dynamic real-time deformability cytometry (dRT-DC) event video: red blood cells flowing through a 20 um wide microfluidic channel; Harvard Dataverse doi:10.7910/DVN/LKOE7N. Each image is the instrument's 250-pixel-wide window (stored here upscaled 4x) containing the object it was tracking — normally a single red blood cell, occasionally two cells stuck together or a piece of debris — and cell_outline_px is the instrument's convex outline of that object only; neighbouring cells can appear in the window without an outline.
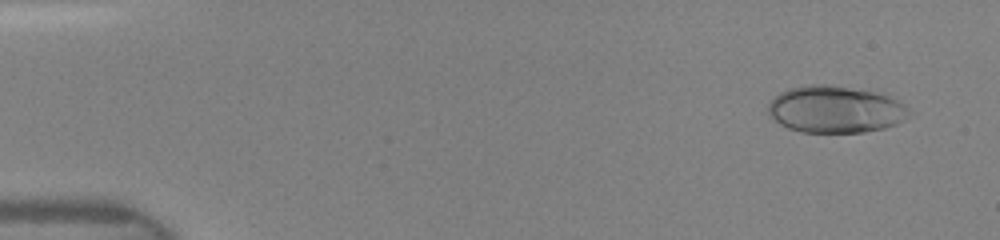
{"species": "human", "species_latin": "Homo sapiens", "temperature_condition": "room temperature", "stored_images_in_passage": 16, "camera_frame_rate_fps": 3000, "um_per_image_px": 0.085, "donor": {"sex": "female"}, "frame": {"image": 1, "passage_image": 3, "time_ms": 0.667, "image_size_px": [1000, 240], "cell_outline_px": [[912, 112], [904, 120], [896, 124], [884, 128], [864, 132], [800, 132], [788, 128], [780, 124], [768, 112], [768, 104], [780, 92], [788, 88], [812, 84], [824, 84], [876, 92], [900, 100]], "centroid_in_image_um": [71.03, 9.3], "position_along_channel_um": 14.0, "area_um2": 38.49}}
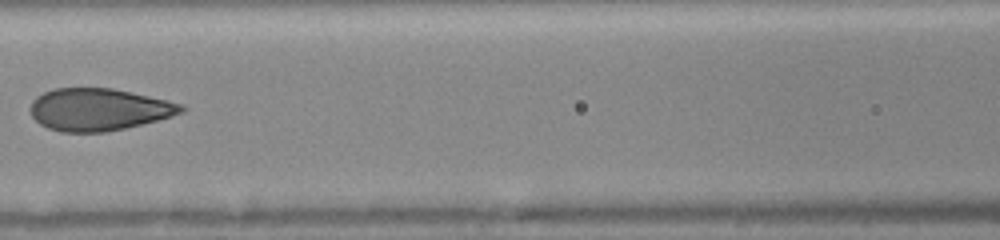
{"frame": {"image": 2, "passage_image": 13, "time_ms": 7.0, "image_size_px": [1000, 240], "cell_outline_px": [[188, 108], [184, 112], [172, 116], [124, 128], [104, 132], [60, 132], [48, 128], [40, 124], [32, 116], [32, 100], [36, 96], [44, 92], [56, 88], [112, 88], [168, 100], [184, 104]], "centroid_in_image_um": [8.42, 9.3], "position_along_channel_um": 158.2, "area_um2": 37.05}}
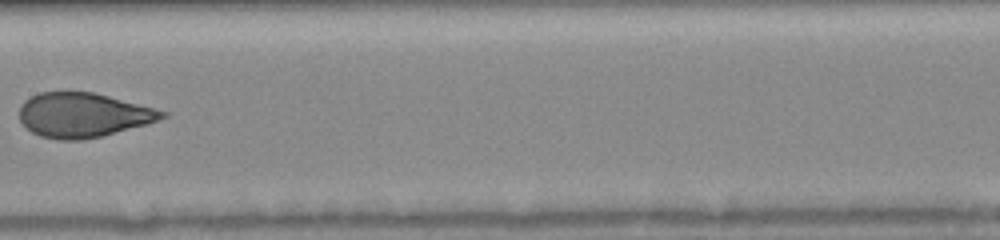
{"frame": {"image": 3, "passage_image": 15, "time_ms": 8.0, "image_size_px": [1000, 240], "cell_outline_px": [[168, 116], [148, 124], [100, 136], [80, 140], [60, 140], [40, 136], [32, 132], [20, 120], [20, 104], [28, 96], [40, 92], [64, 88], [68, 88], [92, 92], [108, 96], [168, 112]], "centroid_in_image_um": [7.01, 9.73], "position_along_channel_um": 200.4, "area_um2": 37.57}}